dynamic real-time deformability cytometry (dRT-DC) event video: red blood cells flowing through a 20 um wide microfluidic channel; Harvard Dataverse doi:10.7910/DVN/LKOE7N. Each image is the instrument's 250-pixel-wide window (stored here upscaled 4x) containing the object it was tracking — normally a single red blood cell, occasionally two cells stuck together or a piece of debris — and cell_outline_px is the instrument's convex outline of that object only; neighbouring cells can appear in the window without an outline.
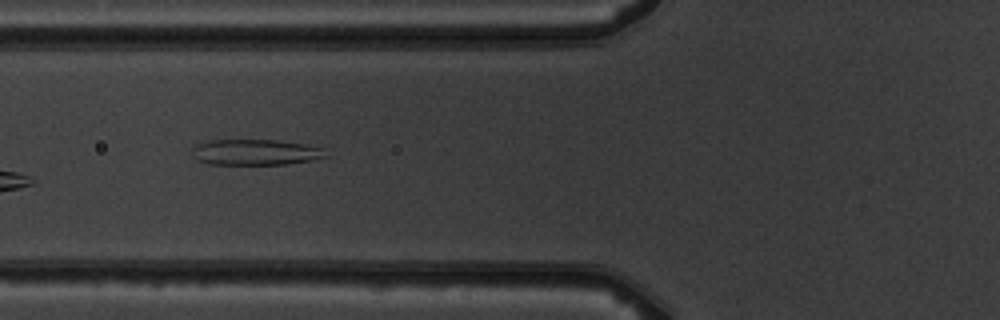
{"species": "common noctule bat (a hibernating species)", "species_latin": "Nyctalus noctula", "temperature_condition": "warm", "stored_images_in_passage": 9, "camera_frame_rate_fps": 3000, "um_per_image_px": 0.085, "animal": {"sex": "male", "body_mass_g": 19.5, "forearm_length_mm": 54.6}, "frame": {"image": 1, "passage_image": 6, "time_ms": 5.667, "image_size_px": [1000, 320], "cell_outline_px": [[328, 156], [312, 160], [284, 164], [208, 164], [196, 160], [192, 148], [196, 144], [208, 140], [276, 140], [304, 144], [324, 148]], "centroid_in_image_um": [21.71, 12.93], "position_along_channel_um": 104.1, "area_um2": 20.06}}
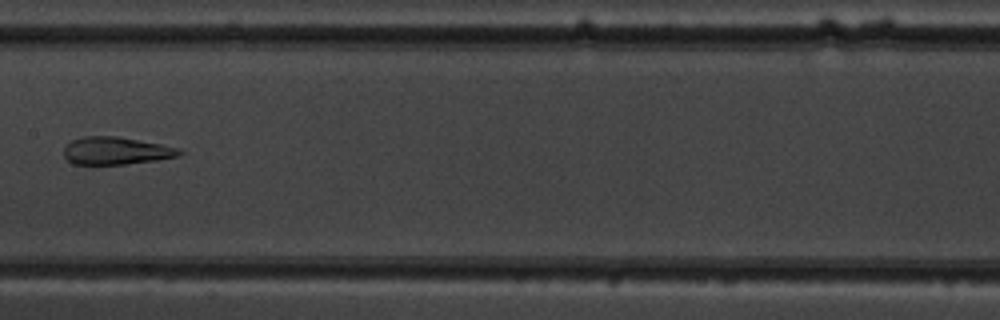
{"frame": {"image": 2, "passage_image": 8, "time_ms": 8.0, "image_size_px": [1000, 320], "cell_outline_px": [[184, 152], [180, 156], [156, 160], [124, 164], [72, 164], [64, 156], [64, 148], [72, 140], [84, 136], [116, 136], [160, 144], [176, 148]], "centroid_in_image_um": [9.85, 12.82], "position_along_channel_um": 197.6, "area_um2": 18.38}}
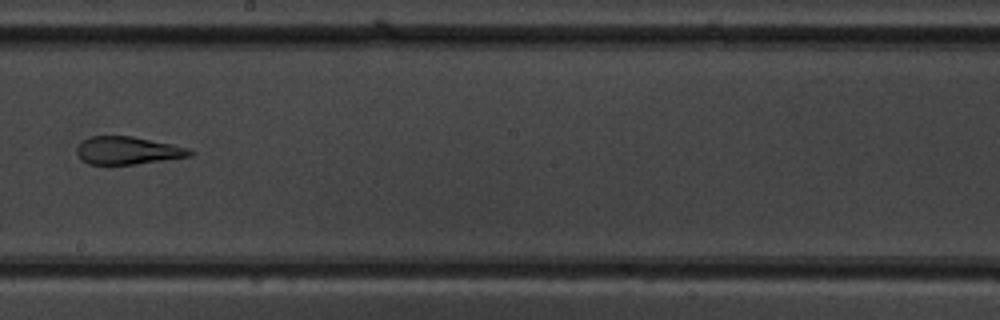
{"frame": {"image": 3, "passage_image": 9, "time_ms": 9.0, "image_size_px": [1000, 320], "cell_outline_px": [[196, 152], [192, 156], [136, 164], [88, 164], [76, 152], [76, 148], [84, 140], [92, 136], [132, 136], [172, 144], [188, 148]], "centroid_in_image_um": [10.91, 12.79], "position_along_channel_um": 237.3, "area_um2": 18.15}}